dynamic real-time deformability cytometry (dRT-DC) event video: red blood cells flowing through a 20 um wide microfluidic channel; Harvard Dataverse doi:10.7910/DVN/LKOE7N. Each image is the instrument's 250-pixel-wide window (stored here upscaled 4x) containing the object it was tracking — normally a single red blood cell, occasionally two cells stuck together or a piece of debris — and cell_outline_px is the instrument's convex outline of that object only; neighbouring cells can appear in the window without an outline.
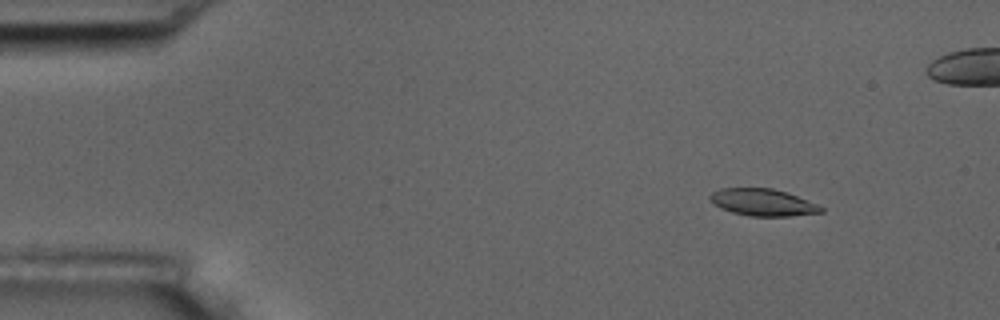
{"species": "common noctule bat (a hibernating species)", "species_latin": "Nyctalus noctula", "temperature_condition": "room temperature", "stored_images_in_passage": 6, "segment_of_instrument_passage": [1, 2], "camera_frame_rate_fps": 3000, "um_per_image_px": 0.085, "animal": {"sex": "male", "body_mass_g": 17.5, "forearm_length_mm": 52.3}, "frame": {"image": 1, "passage_image": 2, "time_ms": 0.333, "image_size_px": [1000, 320], "cell_outline_px": [[824, 212], [792, 216], [748, 216], [732, 212], [720, 208], [708, 196], [712, 192], [720, 188], [772, 188], [796, 196], [816, 204], [824, 208]], "centroid_in_image_um": [64.83, 17.21], "position_along_channel_um": 20.2, "area_um2": 17.28}}